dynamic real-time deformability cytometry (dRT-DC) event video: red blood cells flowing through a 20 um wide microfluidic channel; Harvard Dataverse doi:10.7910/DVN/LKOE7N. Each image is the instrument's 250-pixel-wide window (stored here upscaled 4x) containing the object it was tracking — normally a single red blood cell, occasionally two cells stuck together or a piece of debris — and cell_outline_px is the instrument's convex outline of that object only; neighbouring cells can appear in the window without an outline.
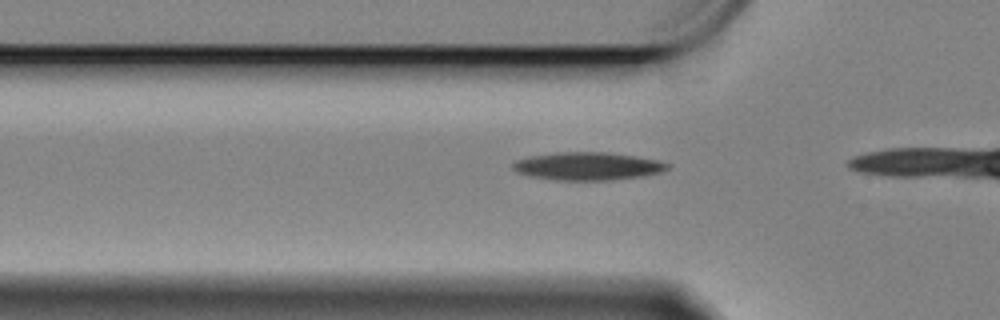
{"species": "Egyptian fruit bat (a non-hibernating species)", "species_latin": "Rousettus aegyptiacus", "temperature_condition": "cold", "stored_images_in_passage": 16, "camera_frame_rate_fps": 3000, "um_per_image_px": 0.085, "animal": {"sex": "female"}, "frame": {"image": 1, "passage_image": 11, "time_ms": 3.333, "image_size_px": [1000, 320], "cell_outline_px": [[672, 164], [668, 168], [660, 172], [640, 176], [608, 180], [556, 180], [532, 176], [516, 172], [512, 168], [512, 164], [516, 160], [532, 156], [556, 152], [608, 152], [656, 160]], "centroid_in_image_um": [49.92, 14.12], "position_along_channel_um": 75.9, "area_um2": 24.85}}
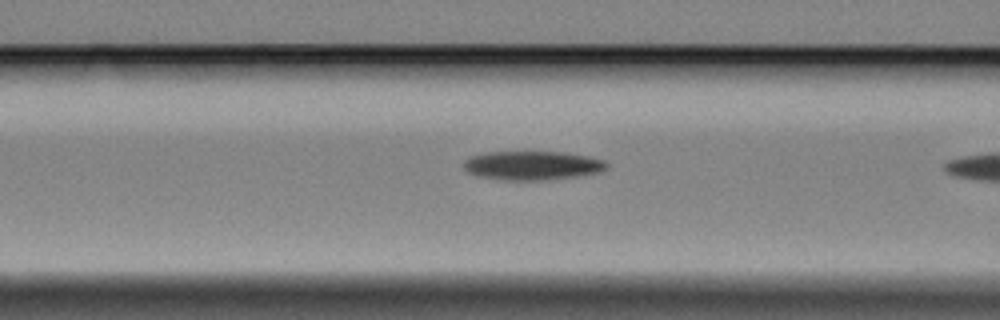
{"frame": {"image": 2, "passage_image": 15, "time_ms": 4.667, "image_size_px": [1000, 320], "cell_outline_px": [[608, 168], [600, 172], [576, 176], [544, 180], [504, 180], [480, 176], [468, 172], [464, 168], [464, 160], [472, 156], [488, 152], [564, 152], [604, 160], [608, 164]], "centroid_in_image_um": [45.26, 14.07], "position_along_channel_um": 121.3, "area_um2": 23.87}}